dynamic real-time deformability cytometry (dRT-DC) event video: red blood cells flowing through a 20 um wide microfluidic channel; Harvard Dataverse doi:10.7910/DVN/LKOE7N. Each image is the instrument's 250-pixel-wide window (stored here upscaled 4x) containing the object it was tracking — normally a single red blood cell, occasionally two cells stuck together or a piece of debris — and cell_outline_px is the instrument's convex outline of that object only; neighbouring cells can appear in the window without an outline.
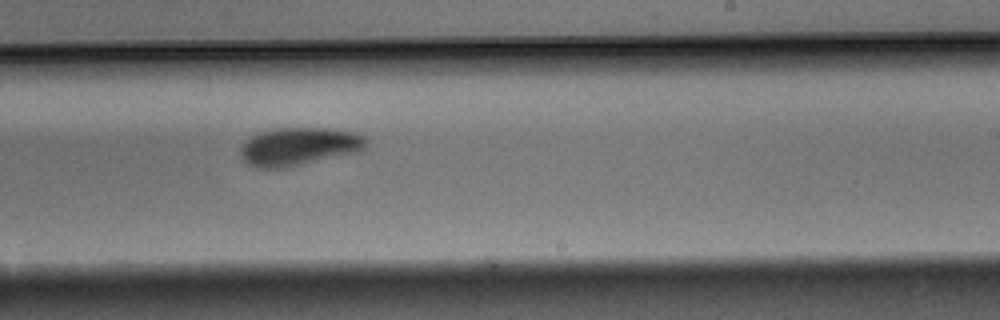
{"species": "Egyptian fruit bat (a non-hibernating species)", "species_latin": "Rousettus aegyptiacus", "temperature_condition": "warm", "stored_images_in_passage": 15, "camera_frame_rate_fps": 3000, "um_per_image_px": 0.085, "animal": {"sex": "male"}, "frame": {"image": 1, "passage_image": 9, "time_ms": 2.667, "image_size_px": [1000, 320], "cell_outline_px": [[368, 144], [360, 152], [304, 164], [284, 168], [256, 168], [248, 164], [240, 156], [240, 148], [248, 136], [260, 132], [280, 128], [328, 128], [352, 132], [364, 136], [368, 140]], "centroid_in_image_um": [25.41, 12.46], "position_along_channel_um": 263.6, "area_um2": 28.15}}
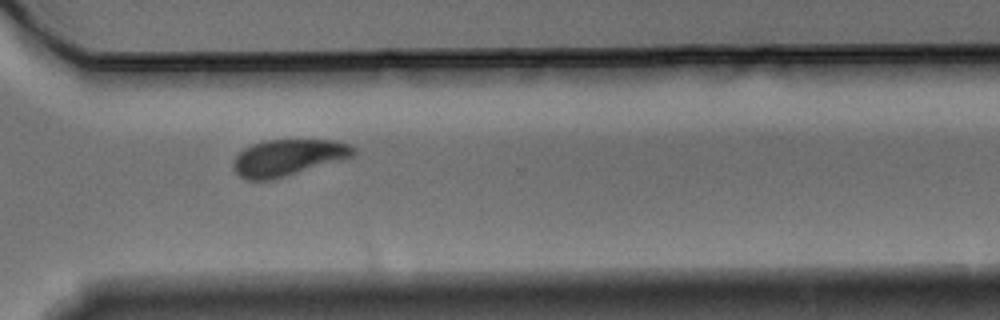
{"frame": {"image": 2, "passage_image": 11, "time_ms": 3.333, "image_size_px": [1000, 320], "cell_outline_px": [[356, 152], [352, 156], [272, 180], [244, 180], [232, 168], [232, 164], [236, 156], [244, 148], [252, 144], [264, 140], [336, 140], [348, 144], [356, 148]], "centroid_in_image_um": [24.43, 13.39], "position_along_channel_um": 346.2, "area_um2": 25.32}}
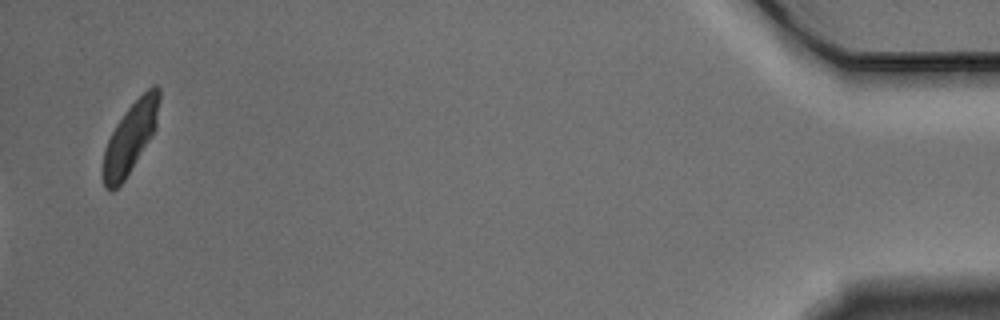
{"frame": {"image": 3, "passage_image": 15, "time_ms": 4.667, "image_size_px": [1000, 320], "cell_outline_px": [[160, 100], [156, 128], [124, 180], [112, 192], [108, 192], [104, 188], [100, 172], [100, 168], [104, 148], [116, 124], [124, 112], [152, 84], [156, 84], [160, 88]], "centroid_in_image_um": [11.03, 11.74], "position_along_channel_um": 424.2, "area_um2": 23.35}}